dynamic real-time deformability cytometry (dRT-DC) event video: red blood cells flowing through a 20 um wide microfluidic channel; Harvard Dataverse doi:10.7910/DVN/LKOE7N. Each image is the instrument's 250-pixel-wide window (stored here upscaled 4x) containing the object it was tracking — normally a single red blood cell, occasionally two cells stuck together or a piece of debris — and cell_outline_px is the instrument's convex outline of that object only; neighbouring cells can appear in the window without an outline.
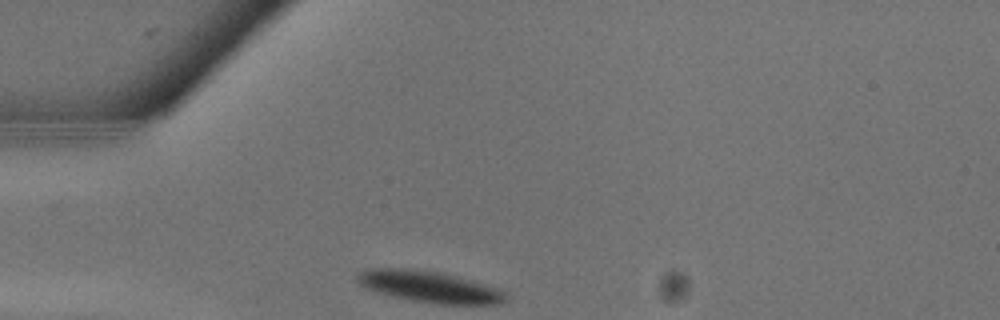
{"species": "common noctule bat (a hibernating species)", "species_latin": "Nyctalus noctula", "temperature_condition": "warm", "stored_images_in_passage": 8, "segment_of_instrument_passage": [1, 2], "camera_frame_rate_fps": 3000, "um_per_image_px": 0.085, "animal": {"sex": "male", "body_mass_g": 13.3}, "frame": {"image": 1, "passage_image": 1, "time_ms": 0.0, "image_size_px": [1000, 320], "cell_outline_px": [[508, 300], [500, 304], [436, 304], [412, 300], [376, 292], [360, 284], [356, 280], [356, 276], [360, 272], [368, 268], [404, 268], [440, 272], [472, 280], [508, 292]], "centroid_in_image_um": [36.53, 24.37], "position_along_channel_um": 48.5, "area_um2": 27.17}}
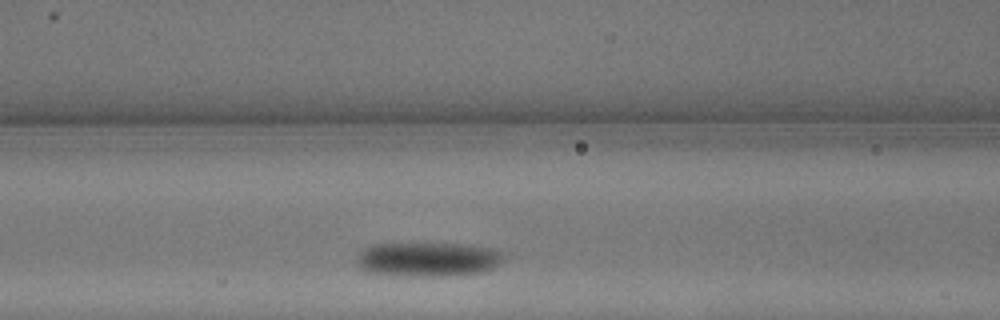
{"frame": {"image": 2, "passage_image": 5, "time_ms": 1.333, "image_size_px": [1000, 320], "cell_outline_px": [[504, 256], [496, 268], [480, 272], [428, 276], [408, 276], [368, 272], [360, 268], [356, 264], [356, 256], [364, 248], [372, 244], [472, 244], [492, 248], [504, 252]], "centroid_in_image_um": [36.37, 22.03], "position_along_channel_um": 130.2, "area_um2": 29.36}}
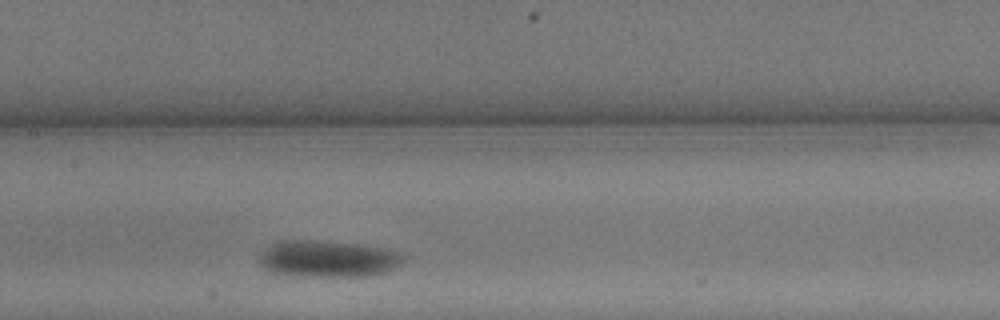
{"frame": {"image": 3, "passage_image": 7, "time_ms": 2.0, "image_size_px": [1000, 320], "cell_outline_px": [[408, 256], [396, 268], [388, 272], [368, 276], [296, 276], [268, 272], [256, 260], [268, 244], [280, 240], [316, 240], [356, 244], [388, 248], [400, 252]], "centroid_in_image_um": [27.87, 22.0], "position_along_channel_um": 179.5, "area_um2": 31.56}}